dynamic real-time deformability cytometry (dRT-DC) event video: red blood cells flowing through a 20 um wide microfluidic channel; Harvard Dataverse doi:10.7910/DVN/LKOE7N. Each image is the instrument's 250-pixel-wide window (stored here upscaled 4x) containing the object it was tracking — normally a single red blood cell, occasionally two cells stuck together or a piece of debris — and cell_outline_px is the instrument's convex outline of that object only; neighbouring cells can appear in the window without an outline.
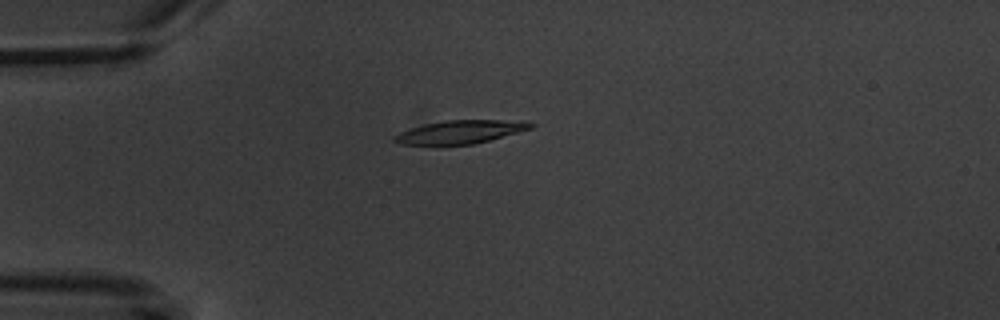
{"species": "common noctule bat (a hibernating species)", "species_latin": "Nyctalus noctula", "temperature_condition": "warm", "stored_images_in_passage": 6, "camera_frame_rate_fps": 3000, "um_per_image_px": 0.085, "animal": {"sex": "male", "body_mass_g": 20.1, "forearm_length_mm": 53.5}, "frame": {"image": 1, "passage_image": 5, "time_ms": 4.667, "image_size_px": [1000, 320], "cell_outline_px": [[536, 124], [532, 128], [488, 140], [472, 144], [400, 144], [392, 140], [392, 136], [400, 132], [424, 124], [448, 120], [500, 120]], "centroid_in_image_um": [39.04, 11.21], "position_along_channel_um": 46.0, "area_um2": 17.86}}